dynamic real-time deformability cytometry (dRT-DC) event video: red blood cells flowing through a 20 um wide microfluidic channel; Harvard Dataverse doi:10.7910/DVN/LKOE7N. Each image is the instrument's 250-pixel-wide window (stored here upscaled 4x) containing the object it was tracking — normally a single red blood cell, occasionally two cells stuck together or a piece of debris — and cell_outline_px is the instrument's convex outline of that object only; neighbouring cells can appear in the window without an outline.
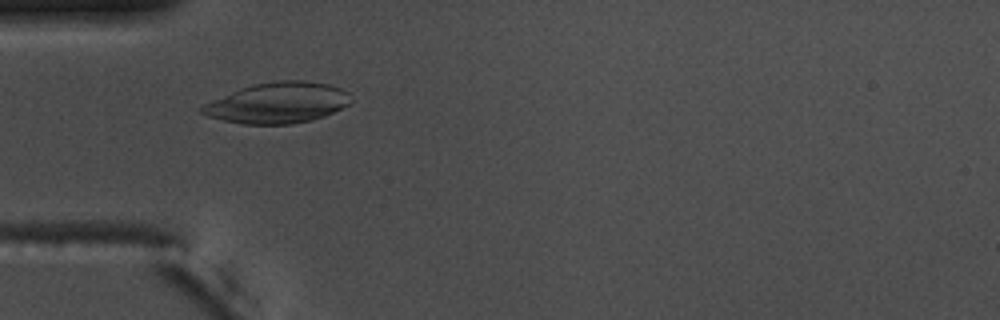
{"species": "common noctule bat (a hibernating species)", "species_latin": "Nyctalus noctula", "temperature_condition": "warm", "stored_images_in_passage": 55, "camera_frame_rate_fps": 3000, "um_per_image_px": 0.085, "animal": {"sex": "male", "body_mass_g": 17.5, "forearm_length_mm": 52.3}, "frame": {"image": 1, "passage_image": 17, "time_ms": 5.333, "image_size_px": [1000, 320], "cell_outline_px": [[352, 100], [348, 104], [324, 116], [312, 120], [292, 124], [244, 124], [224, 120], [208, 116], [200, 112], [196, 108], [204, 104], [240, 88], [252, 84], [276, 80], [304, 80], [328, 84], [340, 88], [348, 92], [352, 96]], "centroid_in_image_um": [23.6, 8.73], "position_along_channel_um": 61.4, "area_um2": 35.37}}
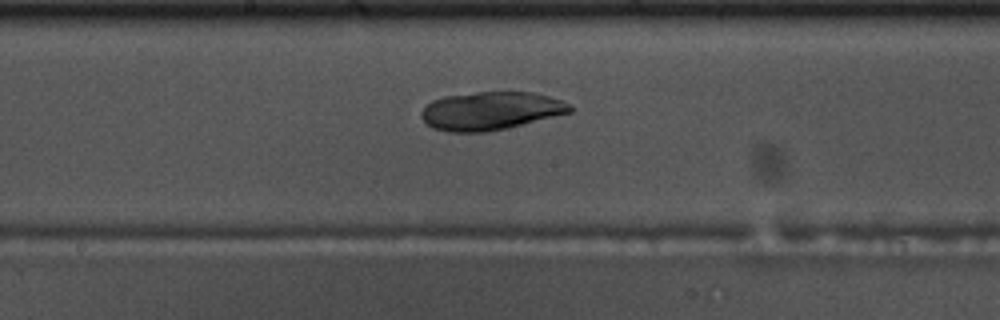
{"frame": {"image": 2, "passage_image": 29, "time_ms": 9.333, "image_size_px": [1000, 320], "cell_outline_px": [[572, 112], [508, 128], [488, 132], [448, 132], [432, 128], [420, 116], [420, 112], [432, 100], [444, 96], [476, 92], [532, 92], [548, 96], [572, 104]], "centroid_in_image_um": [41.71, 9.43], "position_along_channel_um": 206.5, "area_um2": 33.18}}
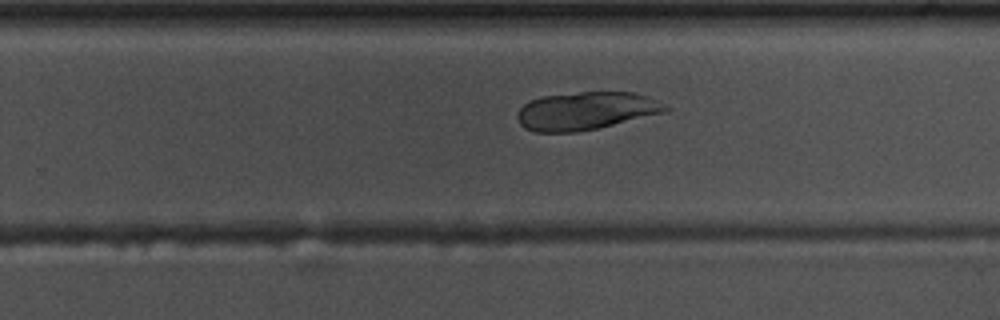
{"frame": {"image": 3, "passage_image": 35, "time_ms": 11.333, "image_size_px": [1000, 320], "cell_outline_px": [[668, 112], [596, 128], [576, 132], [532, 132], [524, 128], [520, 124], [516, 116], [516, 112], [524, 104], [532, 100], [544, 96], [580, 92], [636, 92], [660, 100], [668, 108]], "centroid_in_image_um": [49.82, 9.42], "position_along_channel_um": 280.0, "area_um2": 32.83}}